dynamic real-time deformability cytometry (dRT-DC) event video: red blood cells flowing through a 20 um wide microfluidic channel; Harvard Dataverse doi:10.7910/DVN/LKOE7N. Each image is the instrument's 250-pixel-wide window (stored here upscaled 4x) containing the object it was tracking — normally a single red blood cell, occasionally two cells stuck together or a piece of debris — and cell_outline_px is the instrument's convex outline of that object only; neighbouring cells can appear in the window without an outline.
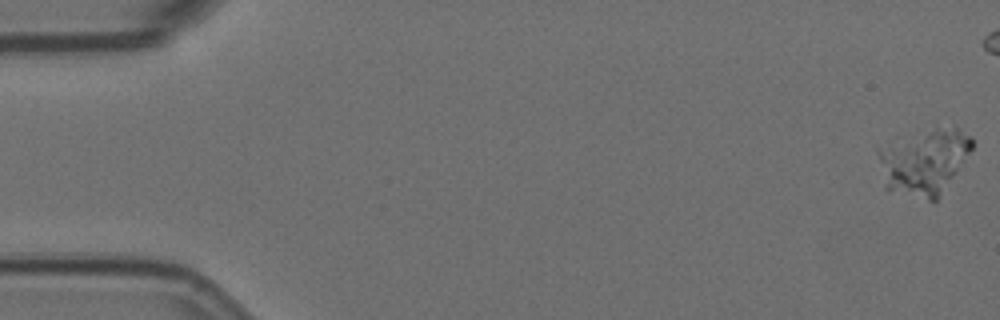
{"species": "Egyptian fruit bat (a non-hibernating species)", "species_latin": "Rousettus aegyptiacus", "temperature_condition": "room temperature", "stored_images_in_passage": 4, "camera_frame_rate_fps": 3000, "um_per_image_px": 0.085, "animal": {"sex": "female"}, "frame": {"image": 1, "passage_image": 1, "time_ms": 0.0, "image_size_px": [1000, 320], "cell_outline_px": [[972, 148], [936, 200], [928, 200], [884, 188], [876, 152], [936, 128], [956, 128], [972, 136]], "centroid_in_image_um": [78.56, 13.79], "position_along_channel_um": 6.4, "area_um2": 33.87}}